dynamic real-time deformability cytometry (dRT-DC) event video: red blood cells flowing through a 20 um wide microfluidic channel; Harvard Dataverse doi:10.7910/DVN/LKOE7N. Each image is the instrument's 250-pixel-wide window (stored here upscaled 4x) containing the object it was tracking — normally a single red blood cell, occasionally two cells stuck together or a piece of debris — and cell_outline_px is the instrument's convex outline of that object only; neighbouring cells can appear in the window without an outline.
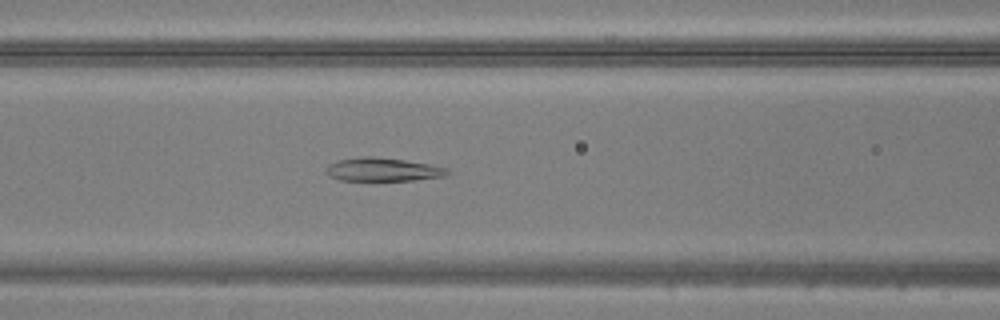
{"species": "common noctule bat (a hibernating species)", "species_latin": "Nyctalus noctula", "temperature_condition": "warm", "stored_images_in_passage": 35, "camera_frame_rate_fps": 3000, "um_per_image_px": 0.085, "animal": {"sex": "male", "body_mass_g": 20.5, "forearm_length_mm": 52.5}, "frame": {"image": 1, "passage_image": 5, "time_ms": 1.333, "image_size_px": [1000, 320], "cell_outline_px": [[452, 172], [444, 176], [412, 180], [340, 180], [328, 176], [324, 172], [324, 168], [328, 164], [336, 160], [364, 156], [372, 156], [404, 160], [432, 164], [448, 168]], "centroid_in_image_um": [32.51, 14.4], "position_along_channel_um": 134.1, "area_um2": 16.76}}
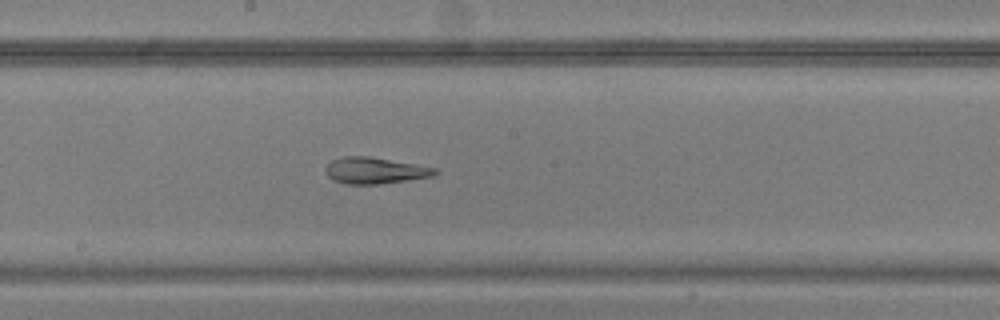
{"frame": {"image": 2, "passage_image": 11, "time_ms": 3.333, "image_size_px": [1000, 320], "cell_outline_px": [[440, 172], [436, 176], [380, 184], [344, 184], [332, 180], [328, 176], [324, 168], [332, 160], [344, 156], [368, 156], [416, 164], [436, 168]], "centroid_in_image_um": [31.89, 14.5], "position_along_channel_um": 216.3, "area_um2": 16.99}}
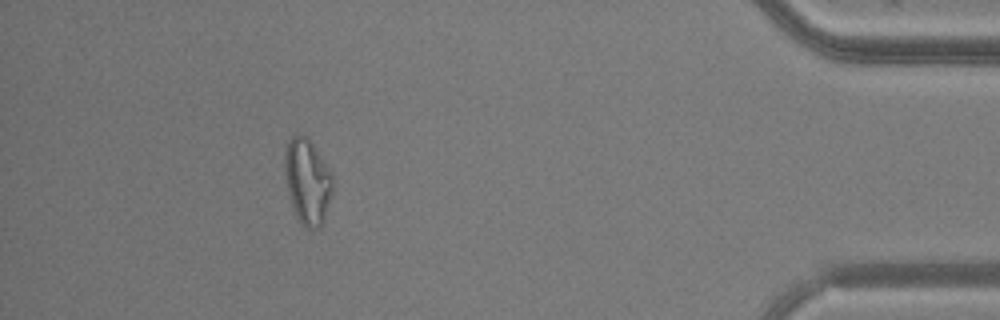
{"frame": {"image": 3, "passage_image": 29, "time_ms": 9.333, "image_size_px": [1000, 320], "cell_outline_px": [[332, 192], [320, 228], [308, 228], [296, 216], [292, 208], [288, 188], [284, 164], [284, 152], [288, 140], [296, 132], [308, 136], [328, 168], [332, 176]], "centroid_in_image_um": [26.11, 15.35], "position_along_channel_um": 409.1, "area_um2": 23.52}}